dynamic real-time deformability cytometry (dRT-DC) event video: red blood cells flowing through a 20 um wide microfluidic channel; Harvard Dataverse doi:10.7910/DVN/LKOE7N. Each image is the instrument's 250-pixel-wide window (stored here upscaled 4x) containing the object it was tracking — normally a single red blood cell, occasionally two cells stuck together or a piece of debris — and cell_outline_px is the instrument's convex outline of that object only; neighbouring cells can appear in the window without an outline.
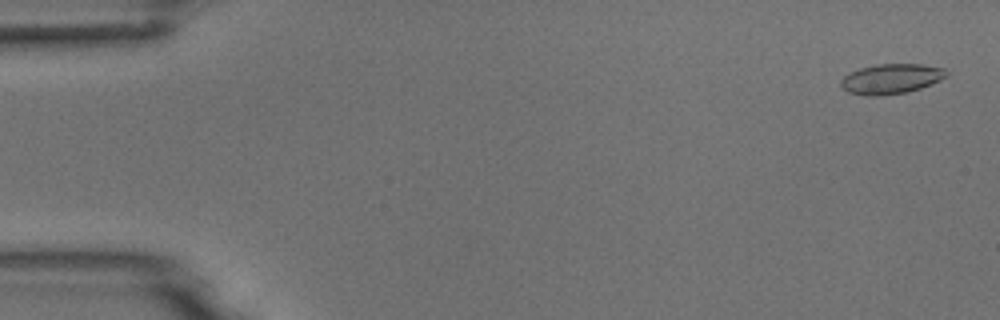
{"species": "common noctule bat (a hibernating species)", "species_latin": "Nyctalus noctula", "temperature_condition": "room temperature", "stored_images_in_passage": 5, "camera_frame_rate_fps": 3000, "um_per_image_px": 0.085, "animal": {"sex": "male", "body_mass_g": 18.8}, "frame": {"image": 1, "passage_image": 1, "time_ms": 0.0, "image_size_px": [1000, 320], "cell_outline_px": [[948, 76], [940, 80], [920, 88], [904, 92], [880, 96], [868, 96], [848, 92], [840, 88], [840, 80], [844, 76], [860, 68], [876, 64], [920, 64], [944, 68], [948, 72]], "centroid_in_image_um": [75.73, 6.7], "position_along_channel_um": 9.3, "area_um2": 18.44}}
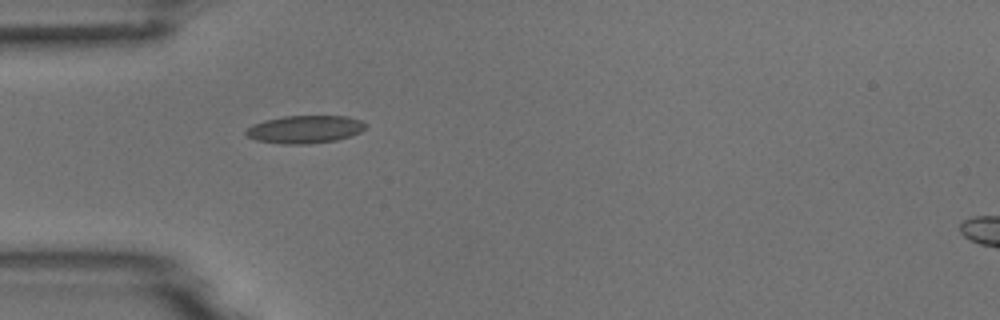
{"frame": {"image": 2, "passage_image": 5, "time_ms": 4.667, "image_size_px": [1000, 320], "cell_outline_px": [[368, 124], [360, 132], [336, 140], [308, 144], [284, 144], [256, 140], [248, 136], [244, 132], [252, 124], [264, 120], [284, 116], [348, 116], [360, 120]], "centroid_in_image_um": [25.91, 10.99], "position_along_channel_um": 59.1, "area_um2": 19.31}}